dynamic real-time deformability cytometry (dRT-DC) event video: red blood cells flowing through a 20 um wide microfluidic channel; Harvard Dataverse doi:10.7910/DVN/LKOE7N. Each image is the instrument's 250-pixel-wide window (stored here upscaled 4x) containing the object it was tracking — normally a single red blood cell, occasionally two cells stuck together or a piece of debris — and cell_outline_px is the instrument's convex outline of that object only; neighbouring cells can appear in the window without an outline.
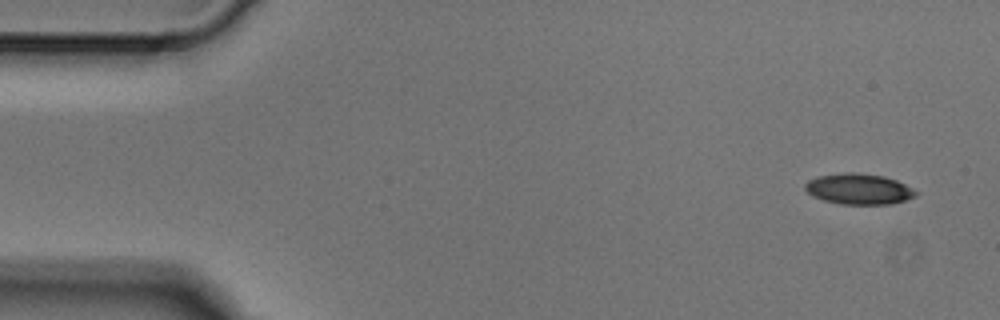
{"species": "Egyptian fruit bat (a non-hibernating species)", "species_latin": "Rousettus aegyptiacus", "temperature_condition": "cold", "stored_images_in_passage": 4, "camera_frame_rate_fps": 3000, "um_per_image_px": 0.085, "animal": {"sex": "male"}, "frame": {"image": 1, "passage_image": 1, "time_ms": 0.0, "image_size_px": [1000, 320], "cell_outline_px": [[920, 192], [916, 196], [892, 204], [840, 204], [824, 200], [812, 196], [804, 188], [804, 184], [808, 180], [816, 176], [848, 172], [856, 172], [884, 176], [896, 180]], "centroid_in_image_um": [72.99, 16.06], "position_along_channel_um": 12.0, "area_um2": 19.94}}